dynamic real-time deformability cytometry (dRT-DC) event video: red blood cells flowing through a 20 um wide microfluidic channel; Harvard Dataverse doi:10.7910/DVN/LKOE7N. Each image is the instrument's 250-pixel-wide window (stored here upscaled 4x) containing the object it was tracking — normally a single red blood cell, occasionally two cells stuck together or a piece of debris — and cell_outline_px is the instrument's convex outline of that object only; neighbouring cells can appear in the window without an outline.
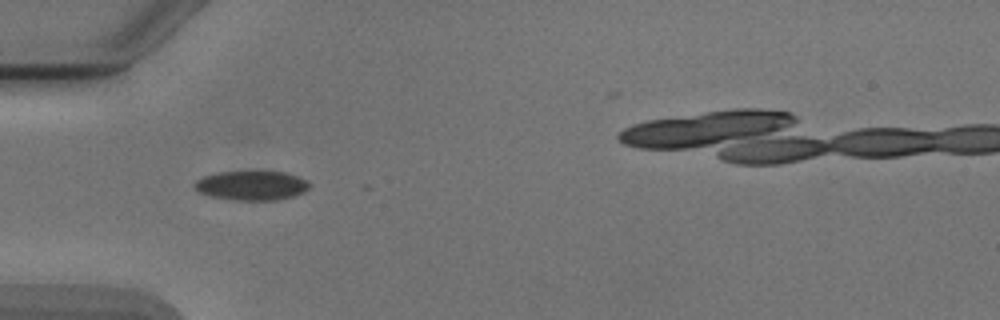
{"species": "Egyptian fruit bat (a non-hibernating species)", "species_latin": "Rousettus aegyptiacus", "temperature_condition": "cold", "stored_images_in_passage": 6, "segment_of_instrument_passage": [1, 2], "camera_frame_rate_fps": 3000, "um_per_image_px": 0.085, "animal": {"sex": "male"}, "frame": {"image": 1, "passage_image": 4, "time_ms": 3.667, "image_size_px": [1000, 320], "cell_outline_px": [[312, 184], [304, 192], [292, 196], [276, 200], [232, 200], [212, 196], [200, 192], [192, 188], [192, 184], [196, 180], [204, 176], [220, 172], [284, 172], [308, 180]], "centroid_in_image_um": [21.38, 15.77], "position_along_channel_um": 63.6, "area_um2": 19.59}}
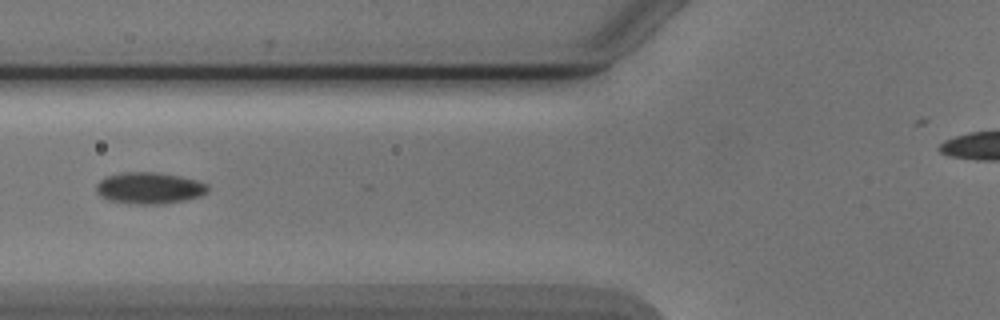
{"frame": {"image": 2, "passage_image": 5, "time_ms": 5.0, "image_size_px": [1000, 320], "cell_outline_px": [[208, 192], [200, 196], [184, 200], [164, 204], [136, 204], [108, 200], [100, 196], [96, 192], [96, 184], [100, 180], [108, 176], [124, 172], [152, 172], [180, 176], [196, 180], [208, 184]], "centroid_in_image_um": [12.69, 15.99], "position_along_channel_um": 113.1, "area_um2": 20.46}}